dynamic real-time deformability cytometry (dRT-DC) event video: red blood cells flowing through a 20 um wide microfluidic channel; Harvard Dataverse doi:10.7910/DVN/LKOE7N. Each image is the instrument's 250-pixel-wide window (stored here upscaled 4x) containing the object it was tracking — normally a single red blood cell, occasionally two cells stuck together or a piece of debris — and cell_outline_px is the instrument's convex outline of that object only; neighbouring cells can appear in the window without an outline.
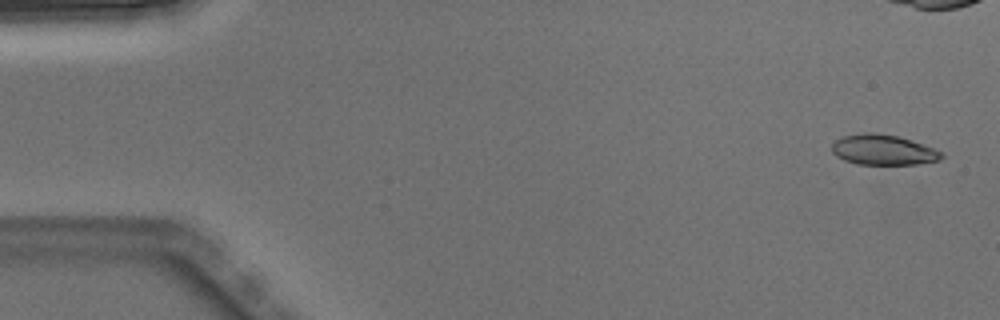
{"species": "Egyptian fruit bat (a non-hibernating species)", "species_latin": "Rousettus aegyptiacus", "temperature_condition": "warm", "stored_images_in_passage": 7, "camera_frame_rate_fps": 3000, "um_per_image_px": 0.085, "animal": {"sex": "male"}, "frame": {"image": 1, "passage_image": 1, "time_ms": 0.0, "image_size_px": [1000, 320], "cell_outline_px": [[944, 156], [940, 160], [916, 164], [856, 164], [844, 160], [836, 156], [832, 152], [832, 144], [836, 140], [844, 136], [864, 132], [876, 132], [896, 136], [944, 152]], "centroid_in_image_um": [75.05, 12.74], "position_along_channel_um": 10.0, "area_um2": 19.19}}